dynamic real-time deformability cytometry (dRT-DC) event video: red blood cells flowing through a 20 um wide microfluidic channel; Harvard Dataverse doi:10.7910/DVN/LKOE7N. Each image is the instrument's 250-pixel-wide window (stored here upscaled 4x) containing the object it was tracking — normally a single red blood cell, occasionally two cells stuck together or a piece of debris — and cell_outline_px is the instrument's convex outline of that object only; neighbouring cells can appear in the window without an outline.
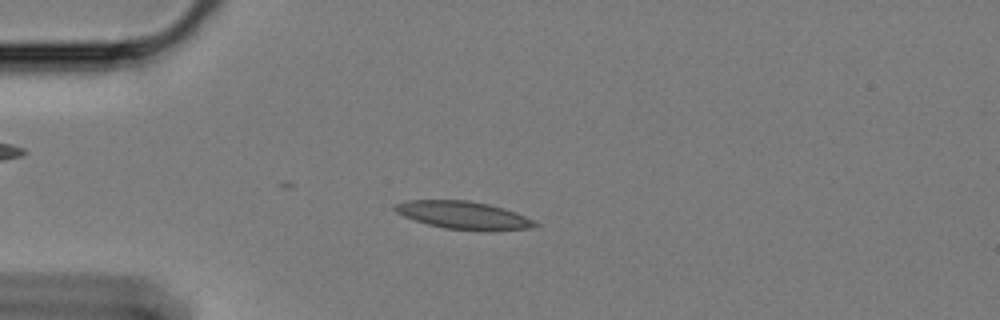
{"species": "Egyptian fruit bat (a non-hibernating species)", "species_latin": "Rousettus aegyptiacus", "temperature_condition": "cold", "stored_images_in_passage": 25, "camera_frame_rate_fps": 3000, "um_per_image_px": 0.085, "animal": {"sex": "female"}, "frame": {"image": 1, "passage_image": 7, "time_ms": 2.0, "image_size_px": [1000, 320], "cell_outline_px": [[540, 224], [532, 228], [488, 232], [484, 232], [444, 228], [428, 224], [404, 216], [396, 212], [392, 208], [392, 204], [408, 200], [468, 200], [488, 204], [504, 208], [516, 212], [536, 220]], "centroid_in_image_um": [39.45, 18.31], "position_along_channel_um": 45.6, "area_um2": 23.18}}
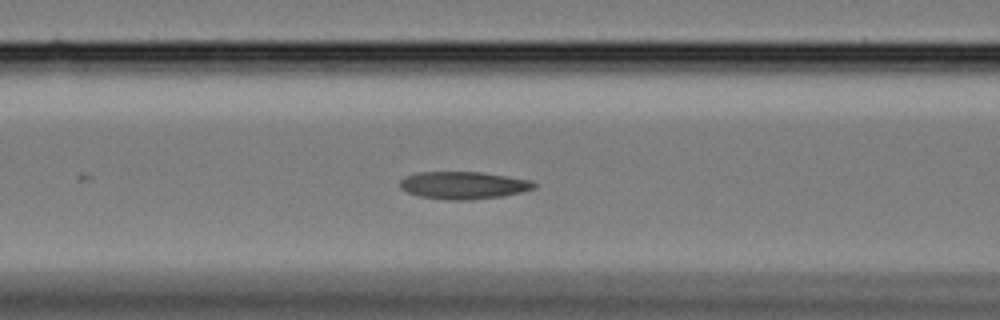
{"frame": {"image": 2, "passage_image": 16, "time_ms": 5.0, "image_size_px": [1000, 320], "cell_outline_px": [[536, 188], [504, 196], [468, 200], [444, 200], [420, 196], [408, 192], [400, 188], [400, 180], [404, 176], [416, 172], [480, 172], [508, 176], [528, 180], [536, 184]], "centroid_in_image_um": [39.36, 15.75], "position_along_channel_um": 127.2, "area_um2": 21.5}}
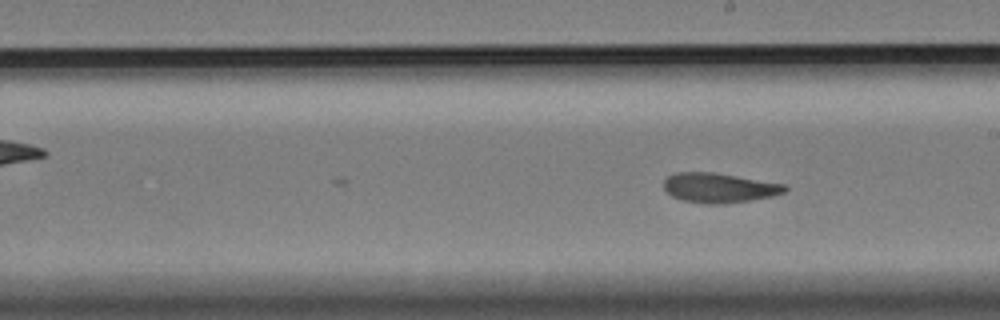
{"frame": {"image": 3, "passage_image": 25, "time_ms": 8.0, "image_size_px": [1000, 320], "cell_outline_px": [[788, 188], [784, 192], [772, 196], [724, 204], [704, 204], [684, 200], [672, 196], [664, 188], [664, 180], [668, 176], [676, 172], [712, 172], [788, 184]], "centroid_in_image_um": [61.14, 15.96], "position_along_channel_um": 227.9, "area_um2": 20.92}}